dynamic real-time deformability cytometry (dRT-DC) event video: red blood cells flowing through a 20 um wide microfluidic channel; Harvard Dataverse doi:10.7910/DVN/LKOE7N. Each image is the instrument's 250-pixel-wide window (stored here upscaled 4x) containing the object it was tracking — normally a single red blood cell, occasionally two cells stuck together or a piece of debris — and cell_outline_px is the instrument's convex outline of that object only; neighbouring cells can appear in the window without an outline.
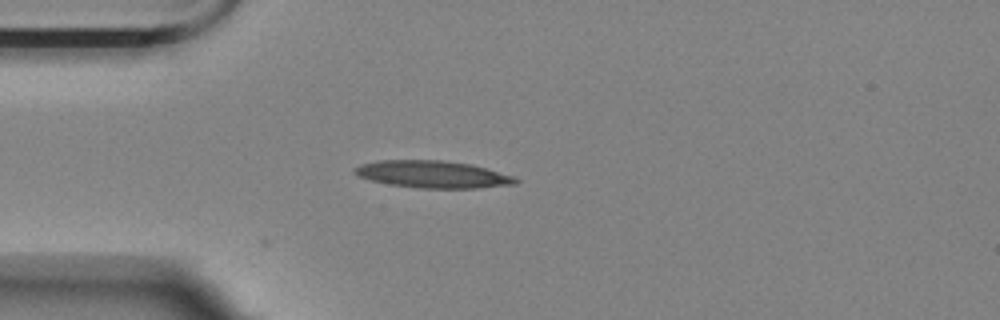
{"species": "Egyptian fruit bat (a non-hibernating species)", "species_latin": "Rousettus aegyptiacus", "temperature_condition": "room temperature", "stored_images_in_passage": 43, "camera_frame_rate_fps": 3000, "um_per_image_px": 0.085, "animal": {"sex": "female"}, "frame": {"image": 1, "passage_image": 1, "time_ms": 0.0, "image_size_px": [1000, 320], "cell_outline_px": [[520, 180], [516, 184], [476, 188], [416, 188], [388, 184], [356, 176], [352, 172], [352, 168], [360, 164], [380, 160], [440, 160], [472, 164], [516, 176]], "centroid_in_image_um": [36.78, 14.81], "position_along_channel_um": 48.2, "area_um2": 25.78}}
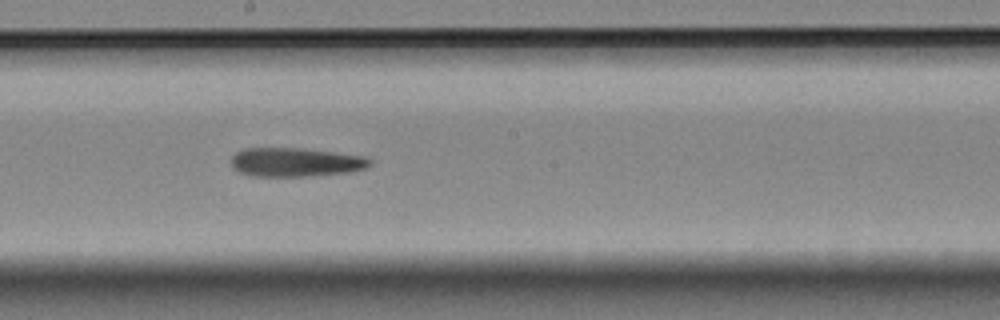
{"frame": {"image": 2, "passage_image": 17, "time_ms": 5.333, "image_size_px": [1000, 320], "cell_outline_px": [[372, 164], [364, 168], [348, 172], [308, 176], [248, 176], [232, 168], [232, 156], [236, 152], [244, 148], [304, 148], [364, 156], [372, 160]], "centroid_in_image_um": [25.1, 13.78], "position_along_channel_um": 223.1, "area_um2": 23.41}}
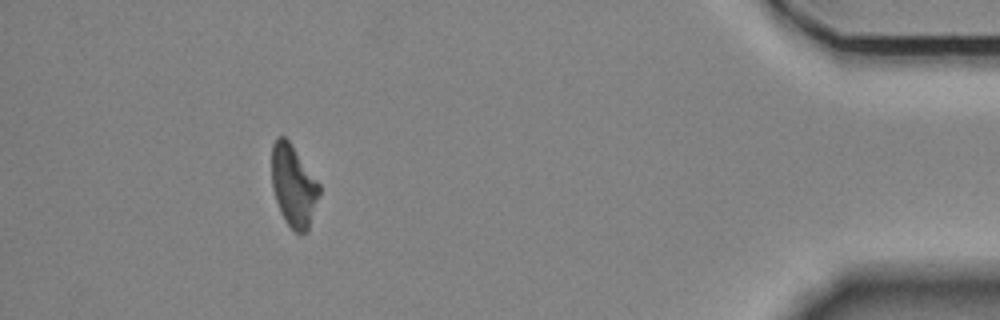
{"frame": {"image": 3, "passage_image": 38, "time_ms": 12.333, "image_size_px": [1000, 320], "cell_outline_px": [[320, 196], [308, 232], [300, 236], [284, 220], [280, 212], [272, 188], [272, 144], [276, 136], [284, 136], [288, 140], [320, 184]], "centroid_in_image_um": [24.96, 15.84], "position_along_channel_um": 410.2, "area_um2": 22.89}}